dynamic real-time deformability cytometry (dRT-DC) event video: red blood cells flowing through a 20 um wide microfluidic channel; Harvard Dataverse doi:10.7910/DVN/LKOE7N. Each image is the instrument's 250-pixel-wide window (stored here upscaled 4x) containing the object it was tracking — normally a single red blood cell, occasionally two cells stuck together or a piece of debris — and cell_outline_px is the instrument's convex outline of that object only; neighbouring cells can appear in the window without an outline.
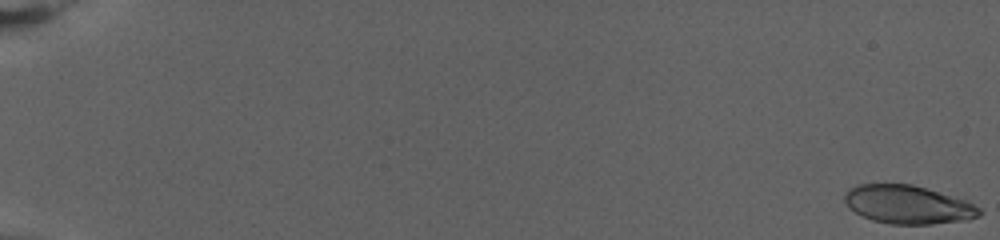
{"species": "human", "species_latin": "Homo sapiens", "temperature_condition": "warm", "stored_images_in_passage": 78, "camera_frame_rate_fps": 3000, "um_per_image_px": 0.085, "donor": {"sex": "female"}, "frame": {"image": 1, "passage_image": 1, "time_ms": 0.0, "image_size_px": [1000, 240], "cell_outline_px": [[984, 212], [980, 216], [968, 220], [932, 224], [888, 224], [872, 220], [848, 208], [844, 200], [844, 192], [848, 188], [856, 184], [912, 184], [968, 200], [980, 208]], "centroid_in_image_um": [77.19, 17.39], "position_along_channel_um": 7.8, "area_um2": 30.58}}
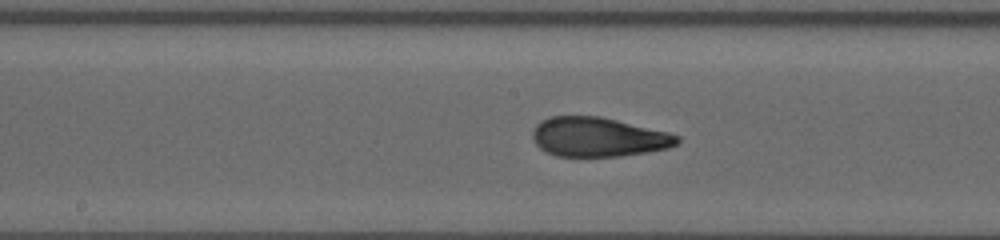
{"frame": {"image": 2, "passage_image": 44, "time_ms": 14.333, "image_size_px": [1000, 240], "cell_outline_px": [[680, 140], [676, 144], [668, 148], [648, 152], [620, 156], [556, 156], [544, 152], [536, 144], [532, 136], [532, 128], [540, 120], [548, 116], [600, 116], [668, 132], [680, 136]], "centroid_in_image_um": [50.81, 11.64], "position_along_channel_um": 197.4, "area_um2": 33.35}}
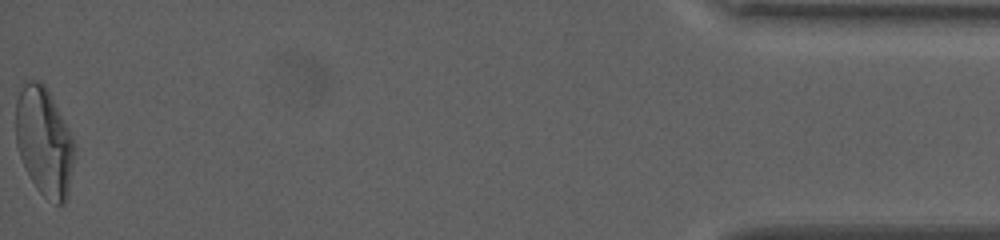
{"frame": {"image": 3, "passage_image": 78, "time_ms": 25.667, "image_size_px": [1000, 240], "cell_outline_px": [[76, 148], [68, 196], [64, 204], [56, 204], [44, 196], [36, 188], [20, 156], [16, 144], [16, 100], [24, 84], [28, 80], [40, 80], [48, 88], [72, 136]], "centroid_in_image_um": [3.78, 12.03], "position_along_channel_um": 431.4, "area_um2": 37.17}, "authors_computed_cell_mechanics": {"area_um2": 32.7437, "velocity_mm_per_s": 2.7992, "shape_relaxation_time_tau1_ms": null, "shape_relaxation_time_tau2_ms": 1.4373, "deformation_change_tau1": null, "deformation_change_tau2": 0.0846}}